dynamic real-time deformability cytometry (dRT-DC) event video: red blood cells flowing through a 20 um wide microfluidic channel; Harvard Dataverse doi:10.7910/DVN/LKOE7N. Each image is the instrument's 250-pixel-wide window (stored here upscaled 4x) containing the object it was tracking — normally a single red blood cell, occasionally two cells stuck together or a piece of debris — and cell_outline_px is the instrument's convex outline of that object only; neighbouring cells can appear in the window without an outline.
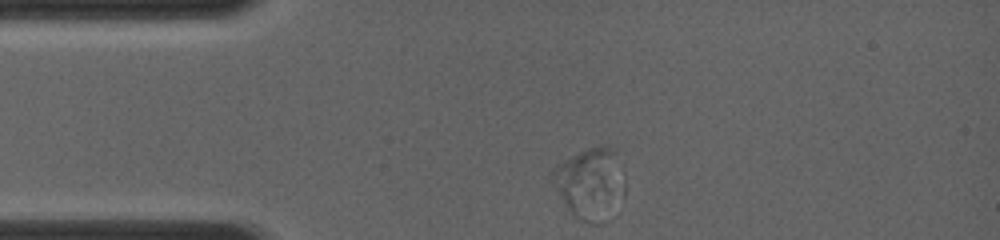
{"species": "common noctule bat (a hibernating species)", "species_latin": "Nyctalus noctula", "temperature_condition": "room temperature", "stored_images_in_passage": 17, "camera_frame_rate_fps": 4000, "um_per_image_px": 0.085, "animal": {"sex": "female", "body_mass_g": 19.0, "forearm_length_mm": 56.7}, "frame": {"image": 1, "passage_image": 1, "time_ms": 0.0, "image_size_px": [1000, 240], "cell_outline_px": [[624, 196], [608, 220], [600, 224], [588, 224], [580, 220], [568, 208], [552, 180], [552, 168], [564, 160], [588, 148], [604, 144], [612, 148], [616, 152], [624, 172]], "centroid_in_image_um": [50.24, 15.6], "position_along_channel_um": 34.8, "area_um2": 30.17}}
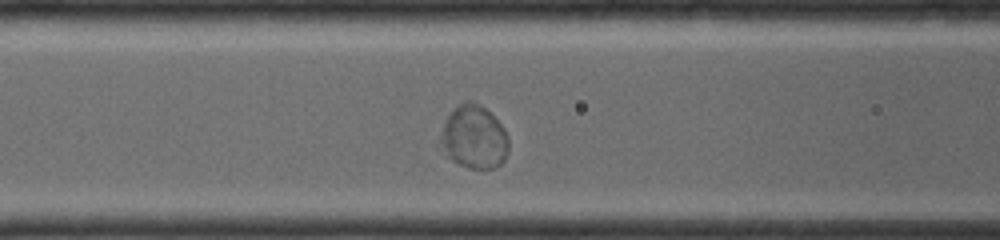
{"frame": {"image": 2, "passage_image": 11, "time_ms": 2.75, "image_size_px": [1000, 240], "cell_outline_px": [[508, 152], [504, 160], [496, 168], [468, 168], [452, 160], [448, 156], [444, 144], [444, 120], [452, 108], [464, 100], [472, 100], [480, 104], [504, 128], [508, 136]], "centroid_in_image_um": [40.34, 11.63], "position_along_channel_um": 126.3, "area_um2": 24.62}}
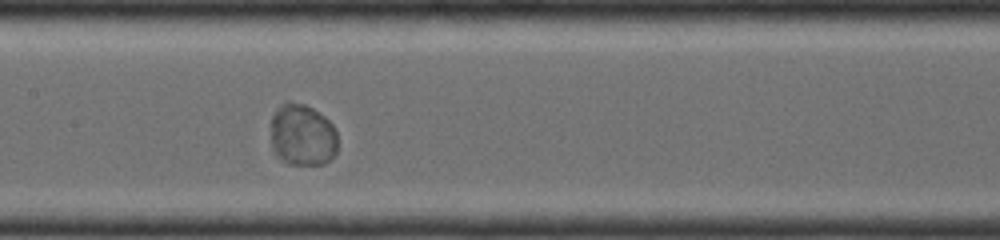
{"frame": {"image": 3, "passage_image": 16, "time_ms": 4.0, "image_size_px": [1000, 240], "cell_outline_px": [[336, 156], [324, 164], [288, 164], [276, 152], [272, 144], [272, 116], [276, 108], [280, 104], [288, 100], [304, 104], [312, 108], [324, 116], [332, 124], [336, 132]], "centroid_in_image_um": [25.72, 11.45], "position_along_channel_um": 181.7, "area_um2": 24.04}}